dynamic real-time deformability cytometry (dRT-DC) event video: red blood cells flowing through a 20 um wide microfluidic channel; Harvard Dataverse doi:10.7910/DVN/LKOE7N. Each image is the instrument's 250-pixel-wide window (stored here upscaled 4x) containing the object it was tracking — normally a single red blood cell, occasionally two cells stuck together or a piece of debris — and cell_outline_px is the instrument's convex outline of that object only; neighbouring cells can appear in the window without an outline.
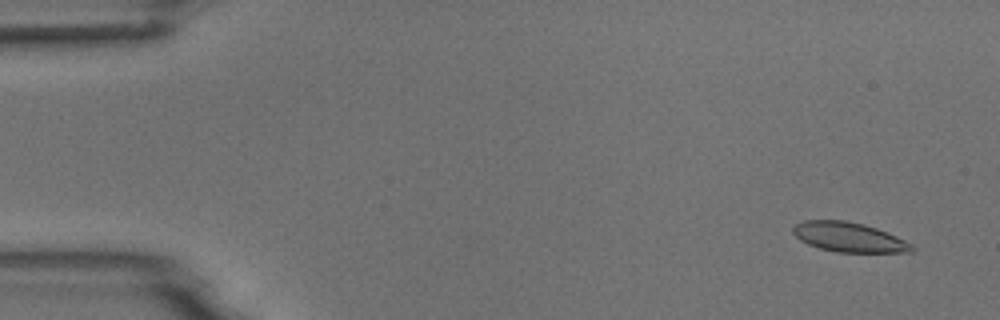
{"species": "common noctule bat (a hibernating species)", "species_latin": "Nyctalus noctula", "temperature_condition": "room temperature", "stored_images_in_passage": 6, "camera_frame_rate_fps": 3000, "um_per_image_px": 0.085, "animal": {"sex": "male", "body_mass_g": 18.8}, "frame": {"image": 1, "passage_image": 2, "time_ms": 0.333, "image_size_px": [1000, 320], "cell_outline_px": [[916, 248], [912, 252], [836, 252], [820, 248], [808, 244], [800, 240], [792, 232], [792, 228], [796, 224], [804, 220], [844, 220], [864, 224], [888, 232], [912, 244]], "centroid_in_image_um": [72.16, 20.15], "position_along_channel_um": 12.8, "area_um2": 20.52}}
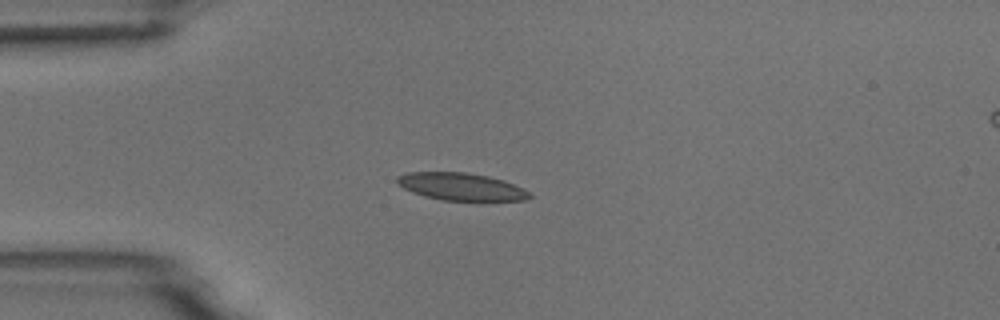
{"frame": {"image": 2, "passage_image": 5, "time_ms": 1.333, "image_size_px": [1000, 320], "cell_outline_px": [[532, 196], [524, 200], [440, 200], [424, 196], [412, 192], [396, 184], [396, 176], [408, 172], [464, 172], [488, 176], [504, 180], [528, 192]], "centroid_in_image_um": [39.11, 15.86], "position_along_channel_um": 45.9, "area_um2": 20.98}}